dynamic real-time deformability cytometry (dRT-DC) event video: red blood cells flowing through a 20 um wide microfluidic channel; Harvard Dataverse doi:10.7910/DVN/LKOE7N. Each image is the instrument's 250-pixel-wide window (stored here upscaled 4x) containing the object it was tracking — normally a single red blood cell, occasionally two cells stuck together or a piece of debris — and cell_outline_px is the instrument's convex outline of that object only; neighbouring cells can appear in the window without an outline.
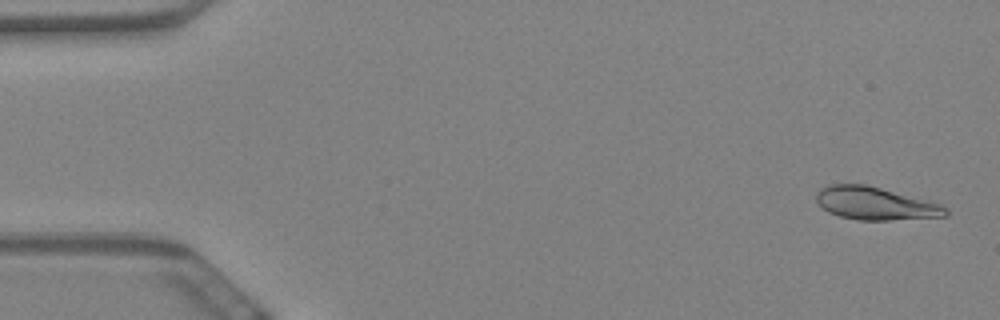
{"species": "Egyptian fruit bat (a non-hibernating species)", "species_latin": "Rousettus aegyptiacus", "temperature_condition": "warm", "stored_images_in_passage": 59, "camera_frame_rate_fps": 3000, "um_per_image_px": 0.085, "animal": {"sex": "female"}, "frame": {"image": 1, "passage_image": 2, "time_ms": 0.333, "image_size_px": [1000, 320], "cell_outline_px": [[948, 216], [888, 220], [856, 220], [840, 216], [828, 212], [816, 200], [816, 192], [820, 188], [828, 184], [864, 184], [880, 188], [940, 204], [948, 208]], "centroid_in_image_um": [74.37, 17.3], "position_along_channel_um": 10.6, "area_um2": 24.51}}
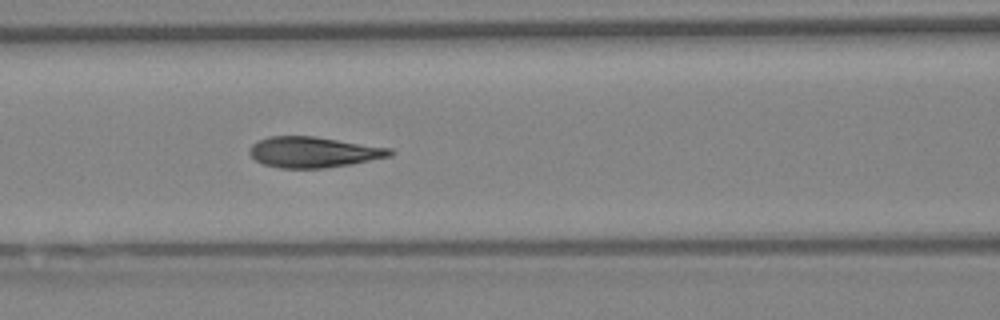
{"frame": {"image": 2, "passage_image": 25, "time_ms": 8.0, "image_size_px": [1000, 320], "cell_outline_px": [[396, 152], [392, 156], [352, 164], [324, 168], [280, 168], [264, 164], [256, 160], [248, 152], [248, 148], [252, 144], [268, 136], [316, 136], [392, 148]], "centroid_in_image_um": [26.69, 12.92], "position_along_channel_um": 139.9, "area_um2": 25.37}}
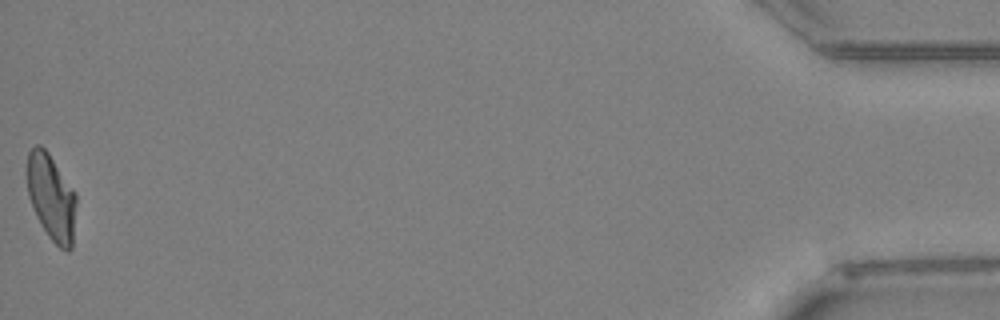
{"frame": {"image": 3, "passage_image": 59, "time_ms": 19.333, "image_size_px": [1000, 320], "cell_outline_px": [[76, 204], [72, 248], [68, 252], [60, 248], [48, 236], [40, 224], [36, 216], [28, 196], [24, 172], [28, 152], [36, 144], [40, 144], [48, 152], [76, 192]], "centroid_in_image_um": [4.33, 16.73], "position_along_channel_um": 430.9, "area_um2": 25.32}, "authors_computed_cell_mechanics": {"area_um2": 25.2008, "velocity_mm_per_s": 3.4359, "shape_relaxation_time_tau1_ms": 5.3436, "shape_relaxation_time_tau2_ms": 1.3518, "deformation_change_tau1": 0.1943, "deformation_change_tau2": 0.0674}}